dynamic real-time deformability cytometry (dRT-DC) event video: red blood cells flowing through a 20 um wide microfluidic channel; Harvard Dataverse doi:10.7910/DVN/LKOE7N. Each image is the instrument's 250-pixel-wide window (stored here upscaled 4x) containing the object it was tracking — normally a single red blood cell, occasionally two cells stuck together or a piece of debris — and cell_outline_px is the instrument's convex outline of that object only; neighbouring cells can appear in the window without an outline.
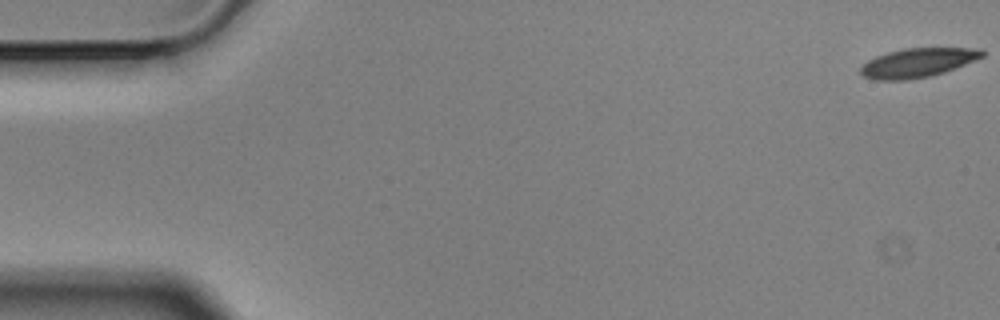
{"species": "Egyptian fruit bat (a non-hibernating species)", "species_latin": "Rousettus aegyptiacus", "temperature_condition": "cold", "stored_images_in_passage": 6, "segment_of_instrument_passage": [1, 2], "camera_frame_rate_fps": 3000, "um_per_image_px": 0.085, "animal": {"sex": "male"}, "frame": {"image": 1, "passage_image": 1, "time_ms": 0.0, "image_size_px": [1000, 320], "cell_outline_px": [[984, 56], [944, 72], [928, 76], [904, 80], [876, 80], [864, 76], [860, 72], [860, 68], [868, 60], [876, 56], [888, 52], [904, 48], [980, 48], [984, 52]], "centroid_in_image_um": [77.98, 5.32], "position_along_channel_um": 7.0, "area_um2": 20.35}}
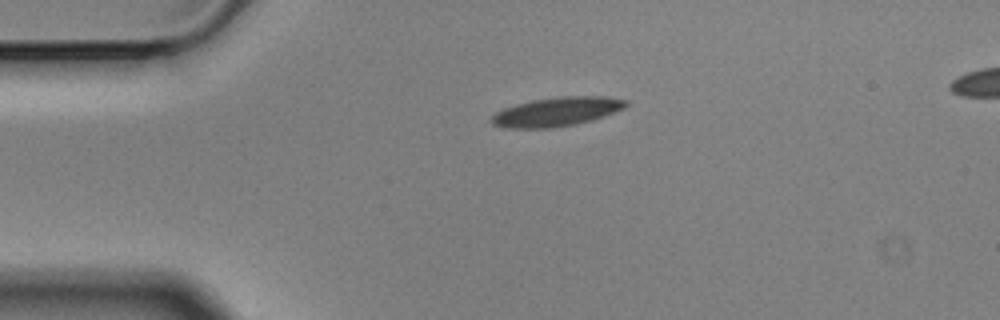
{"frame": {"image": 2, "passage_image": 4, "time_ms": 1.0, "image_size_px": [1000, 320], "cell_outline_px": [[628, 104], [624, 108], [592, 120], [576, 124], [552, 128], [504, 128], [492, 124], [488, 120], [496, 112], [504, 108], [516, 104], [532, 100], [560, 96], [608, 96], [628, 100]], "centroid_in_image_um": [47.3, 9.49], "position_along_channel_um": 37.7, "area_um2": 22.89}}